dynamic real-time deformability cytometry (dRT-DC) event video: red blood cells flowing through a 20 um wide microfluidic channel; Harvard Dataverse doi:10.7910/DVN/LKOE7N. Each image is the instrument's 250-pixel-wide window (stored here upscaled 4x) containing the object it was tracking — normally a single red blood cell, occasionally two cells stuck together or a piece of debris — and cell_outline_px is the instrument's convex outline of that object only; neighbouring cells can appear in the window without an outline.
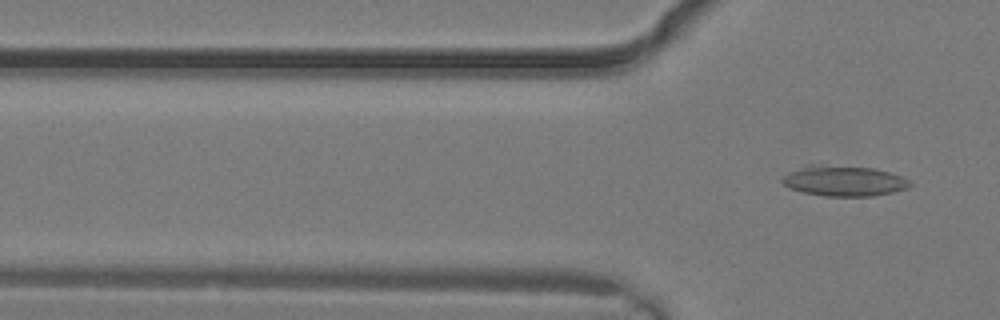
{"species": "common noctule bat (a hibernating species)", "species_latin": "Nyctalus noctula", "temperature_condition": "warm", "stored_images_in_passage": 3, "camera_frame_rate_fps": 3000, "um_per_image_px": 0.085, "animal": {"sex": "male", "body_mass_g": 19.2, "forearm_length_mm": 51.8}, "frame": {"image": 1, "passage_image": 3, "time_ms": 0.667, "image_size_px": [1000, 320], "cell_outline_px": [[912, 184], [904, 188], [892, 192], [872, 196], [824, 196], [804, 192], [792, 188], [784, 184], [780, 180], [784, 176], [808, 164], [824, 164], [872, 168], [888, 172], [912, 180]], "centroid_in_image_um": [71.74, 15.37], "position_along_channel_um": 54.1, "area_um2": 22.43}}